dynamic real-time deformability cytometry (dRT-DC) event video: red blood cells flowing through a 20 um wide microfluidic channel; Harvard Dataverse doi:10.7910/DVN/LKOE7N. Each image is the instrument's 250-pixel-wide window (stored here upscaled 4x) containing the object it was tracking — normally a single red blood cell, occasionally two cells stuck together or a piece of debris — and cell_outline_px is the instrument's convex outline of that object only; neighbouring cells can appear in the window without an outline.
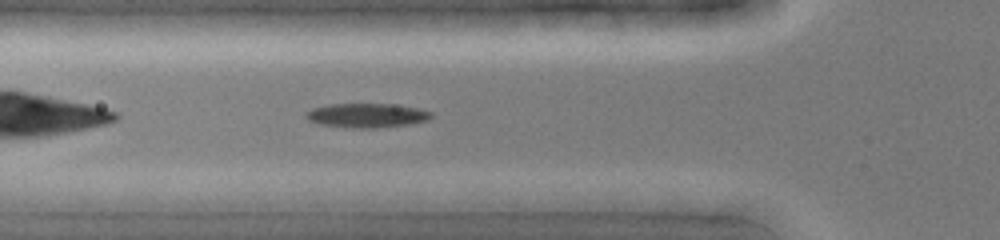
{"species": "common noctule bat (a hibernating species)", "species_latin": "Nyctalus noctula", "temperature_condition": "cold", "stored_images_in_passage": 34, "camera_frame_rate_fps": 3000, "um_per_image_px": 0.085, "animal": {"sex": "female", "body_mass_g": 19.0, "forearm_length_mm": 51.5}, "frame": {"image": 1, "passage_image": 6, "time_ms": 1.667, "image_size_px": [1000, 240], "cell_outline_px": [[432, 116], [428, 120], [408, 124], [372, 128], [360, 128], [320, 124], [308, 120], [304, 116], [312, 108], [332, 104], [392, 104], [416, 108], [432, 112]], "centroid_in_image_um": [31.17, 9.8], "position_along_channel_um": 94.6, "area_um2": 17.34}}
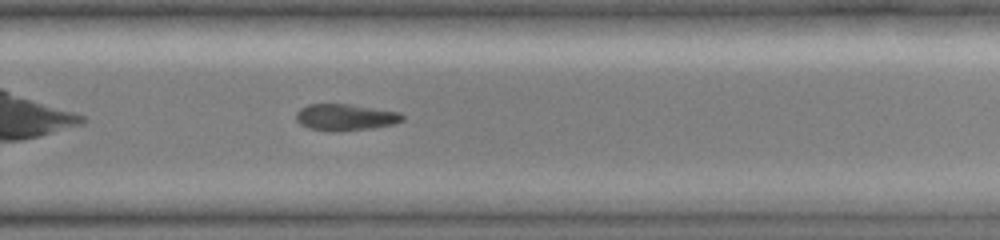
{"frame": {"image": 2, "passage_image": 20, "time_ms": 6.333, "image_size_px": [1000, 240], "cell_outline_px": [[404, 120], [392, 124], [372, 128], [308, 128], [300, 124], [296, 120], [296, 112], [300, 108], [308, 104], [348, 104], [400, 112], [404, 116]], "centroid_in_image_um": [29.36, 9.91], "position_along_channel_um": 300.4, "area_um2": 15.55}}
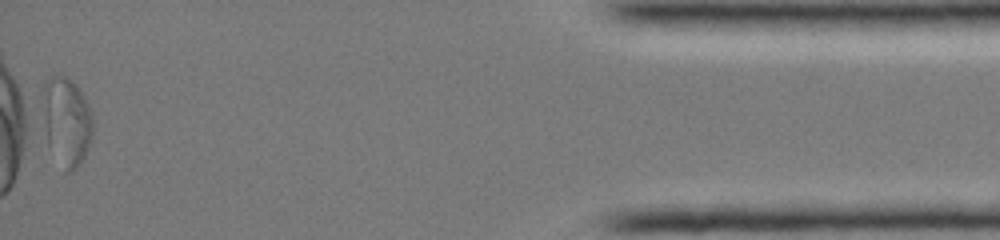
{"frame": {"image": 3, "passage_image": 34, "time_ms": 11.0, "image_size_px": [1000, 240], "cell_outline_px": [[92, 136], [84, 160], [76, 168], [68, 172], [40, 136], [40, 92], [44, 84], [52, 76], [64, 76], [76, 84], [84, 96], [92, 112]], "centroid_in_image_um": [5.56, 10.3], "position_along_channel_um": 429.6, "area_um2": 27.11}}